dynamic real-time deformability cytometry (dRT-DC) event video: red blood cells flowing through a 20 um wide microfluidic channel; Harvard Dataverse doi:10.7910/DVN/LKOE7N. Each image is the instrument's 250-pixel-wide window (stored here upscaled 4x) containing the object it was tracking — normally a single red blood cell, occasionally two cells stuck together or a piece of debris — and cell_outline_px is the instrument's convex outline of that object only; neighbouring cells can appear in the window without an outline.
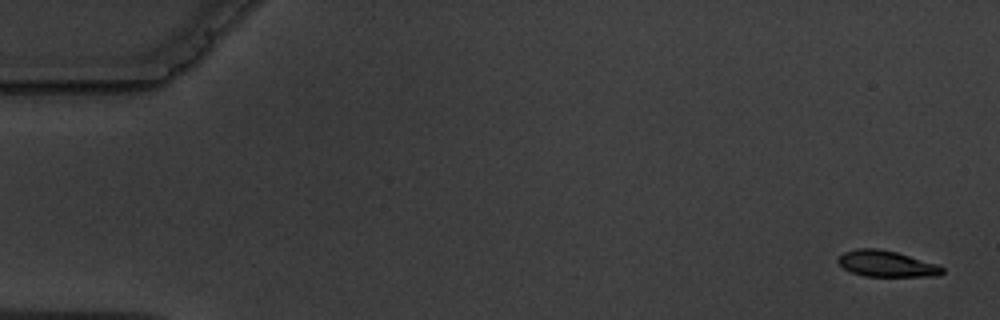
{"species": "common noctule bat (a hibernating species)", "species_latin": "Nyctalus noctula", "temperature_condition": "warm", "stored_images_in_passage": 5, "camera_frame_rate_fps": 3000, "um_per_image_px": 0.085, "animal": {"sex": "male", "body_mass_g": 19.5, "forearm_length_mm": 54.6}, "frame": {"image": 1, "passage_image": 1, "time_ms": 0.0, "image_size_px": [1000, 320], "cell_outline_px": [[944, 272], [940, 276], [864, 276], [852, 272], [844, 268], [836, 260], [844, 252], [856, 248], [876, 248], [896, 252], [936, 264], [944, 268]], "centroid_in_image_um": [75.35, 22.42], "position_along_channel_um": 9.6, "area_um2": 15.72}}
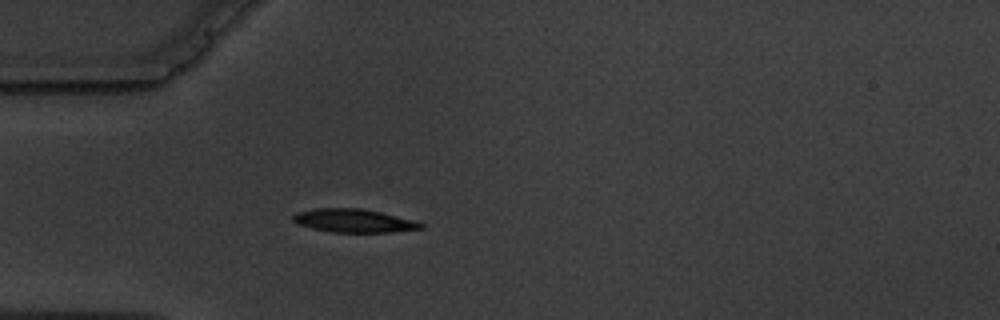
{"frame": {"image": 2, "passage_image": 5, "time_ms": 5.0, "image_size_px": [1000, 320], "cell_outline_px": [[424, 228], [392, 232], [332, 232], [312, 228], [300, 224], [292, 220], [292, 216], [296, 212], [312, 208], [364, 208], [416, 220], [424, 224]], "centroid_in_image_um": [30.1, 18.75], "position_along_channel_um": 54.9, "area_um2": 17.57}}